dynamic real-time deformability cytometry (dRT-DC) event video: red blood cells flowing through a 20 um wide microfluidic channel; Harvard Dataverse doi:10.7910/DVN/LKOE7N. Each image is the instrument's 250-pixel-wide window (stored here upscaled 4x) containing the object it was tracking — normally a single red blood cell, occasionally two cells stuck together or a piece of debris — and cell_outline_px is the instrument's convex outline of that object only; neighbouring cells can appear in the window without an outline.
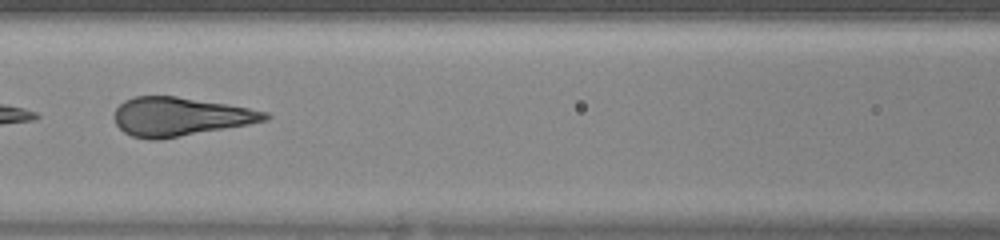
{"species": "human", "species_latin": "Homo sapiens", "temperature_condition": "warm", "stored_images_in_passage": 44, "camera_frame_rate_fps": 3000, "um_per_image_px": 0.085, "donor": {"sex": "female"}, "frame": {"image": 1, "passage_image": 20, "time_ms": 6.333, "image_size_px": [1000, 240], "cell_outline_px": [[272, 116], [268, 120], [248, 124], [156, 140], [148, 140], [132, 136], [124, 132], [116, 124], [112, 116], [116, 108], [124, 100], [132, 96], [176, 96], [248, 108], [268, 112]], "centroid_in_image_um": [15.25, 9.91], "position_along_channel_um": 151.3, "area_um2": 33.76}}
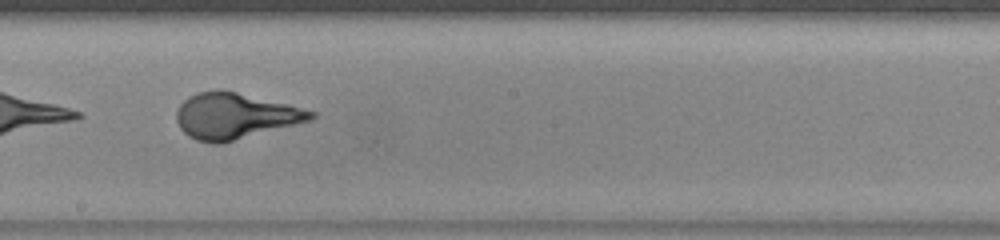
{"frame": {"image": 2, "passage_image": 25, "time_ms": 8.0, "image_size_px": [1000, 240], "cell_outline_px": [[316, 116], [312, 120], [220, 144], [212, 144], [196, 140], [188, 136], [180, 128], [176, 120], [176, 112], [180, 104], [188, 96], [200, 92], [216, 88], [220, 88], [288, 104], [316, 112]], "centroid_in_image_um": [19.95, 9.85], "position_along_channel_um": 228.3, "area_um2": 36.07}}
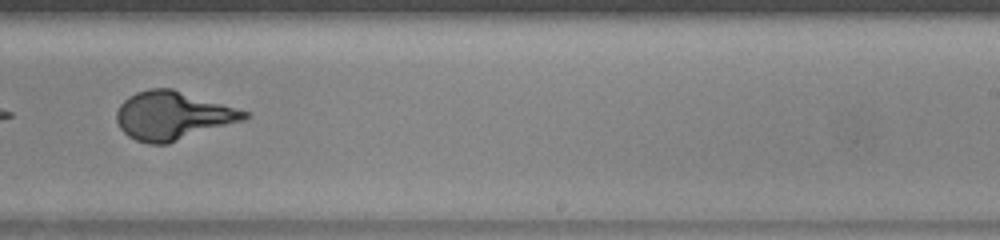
{"frame": {"image": 3, "passage_image": 28, "time_ms": 9.0, "image_size_px": [1000, 240], "cell_outline_px": [[252, 116], [244, 120], [168, 144], [148, 144], [136, 140], [128, 136], [120, 128], [116, 120], [116, 112], [120, 104], [128, 96], [136, 92], [148, 88], [172, 88], [252, 112]], "centroid_in_image_um": [14.71, 9.82], "position_along_channel_um": 274.3, "area_um2": 36.41}}